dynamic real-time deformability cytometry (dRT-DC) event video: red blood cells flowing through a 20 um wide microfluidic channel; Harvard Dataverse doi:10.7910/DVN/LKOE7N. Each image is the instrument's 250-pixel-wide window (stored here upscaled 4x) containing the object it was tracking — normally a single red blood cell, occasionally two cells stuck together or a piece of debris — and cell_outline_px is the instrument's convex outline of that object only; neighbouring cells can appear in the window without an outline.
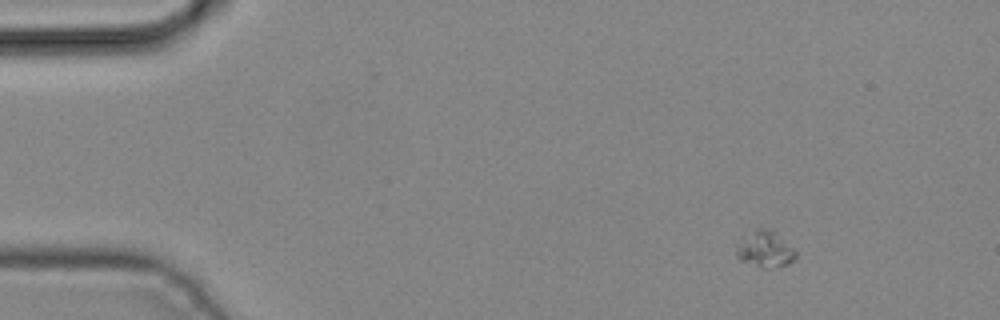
{"species": "common noctule bat (a hibernating species)", "species_latin": "Nyctalus noctula", "temperature_condition": "cold", "stored_images_in_passage": 3, "camera_frame_rate_fps": 3000, "um_per_image_px": 0.085, "animal": {"sex": "male", "body_mass_g": 19.2, "forearm_length_mm": 51.8}, "frame": {"image": 1, "passage_image": 1, "time_ms": 0.0, "image_size_px": [1000, 320], "cell_outline_px": [[796, 256], [788, 264], [768, 268], [760, 268], [740, 260], [736, 256], [736, 248], [740, 236], [756, 228], [772, 228], [796, 252]], "centroid_in_image_um": [64.96, 21.15], "position_along_channel_um": 20.0, "area_um2": 12.77}}